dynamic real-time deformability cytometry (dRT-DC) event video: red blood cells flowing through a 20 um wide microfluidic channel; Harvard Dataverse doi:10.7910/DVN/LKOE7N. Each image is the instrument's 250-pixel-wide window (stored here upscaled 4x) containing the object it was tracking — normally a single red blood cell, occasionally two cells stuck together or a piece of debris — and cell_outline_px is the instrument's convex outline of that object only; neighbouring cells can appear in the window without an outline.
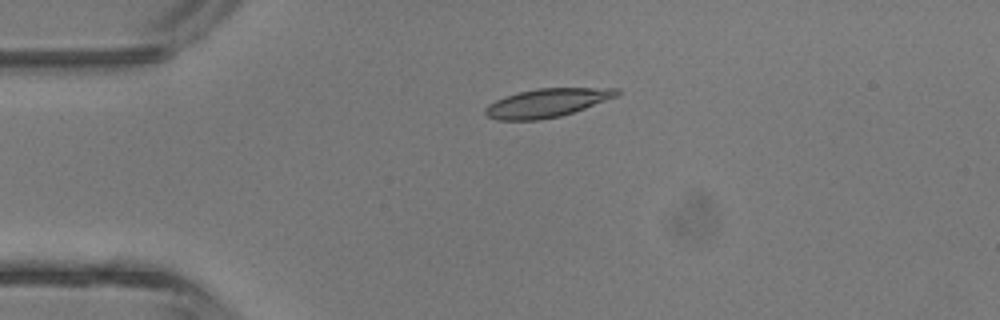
{"species": "common noctule bat (a hibernating species)", "species_latin": "Nyctalus noctula", "temperature_condition": "room temperature", "stored_images_in_passage": 1, "camera_frame_rate_fps": 3000, "um_per_image_px": 0.085, "animal": {"sex": "male", "body_mass_g": 13.3}, "frame": {"image": 1, "passage_image": 1, "time_ms": 0.0, "image_size_px": [1000, 320], "cell_outline_px": [[620, 92], [616, 96], [584, 108], [560, 116], [536, 120], [496, 120], [488, 116], [484, 112], [484, 108], [488, 104], [504, 96], [536, 88], [620, 88]], "centroid_in_image_um": [46.45, 8.74], "position_along_channel_um": 38.6, "area_um2": 21.68}}